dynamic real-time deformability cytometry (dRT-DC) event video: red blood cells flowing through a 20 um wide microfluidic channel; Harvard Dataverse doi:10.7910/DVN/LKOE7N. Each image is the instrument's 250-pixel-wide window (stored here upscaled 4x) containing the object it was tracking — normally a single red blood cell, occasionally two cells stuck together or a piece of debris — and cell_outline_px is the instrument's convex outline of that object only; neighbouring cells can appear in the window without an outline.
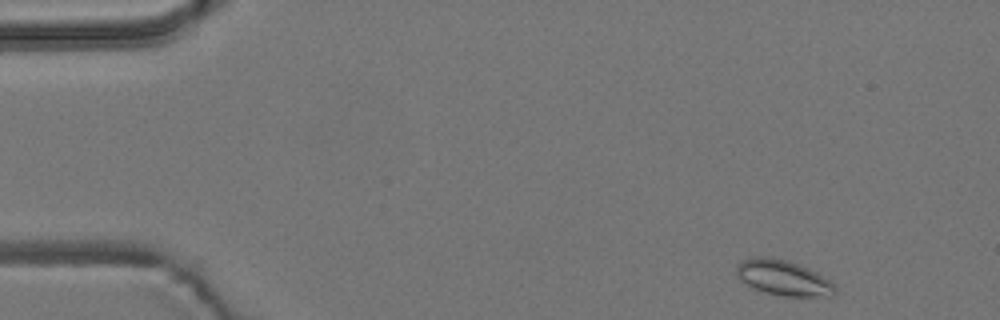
{"species": "common noctule bat (a hibernating species)", "species_latin": "Nyctalus noctula", "temperature_condition": "room temperature", "stored_images_in_passage": 6, "camera_frame_rate_fps": 3000, "um_per_image_px": 0.085, "animal": {"sex": "male", "body_mass_g": 19.2, "forearm_length_mm": 51.8}, "frame": {"image": 1, "passage_image": 1, "time_ms": 0.0, "image_size_px": [1000, 320], "cell_outline_px": [[836, 296], [784, 296], [764, 292], [752, 288], [740, 280], [736, 276], [736, 264], [740, 260], [756, 256], [764, 256], [788, 260], [808, 268], [832, 280], [836, 284]], "centroid_in_image_um": [66.58, 23.61], "position_along_channel_um": 18.4, "area_um2": 20.75}}
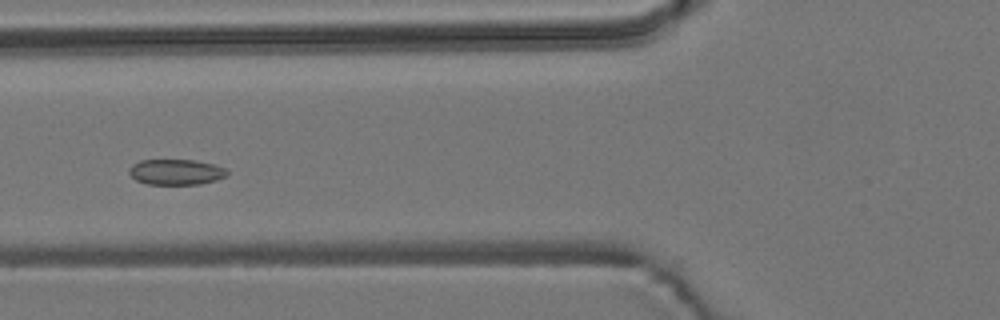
{"frame": {"image": 2, "passage_image": 5, "time_ms": 5.333, "image_size_px": [1000, 320], "cell_outline_px": [[228, 172], [224, 176], [216, 180], [200, 184], [148, 184], [136, 180], [128, 172], [128, 168], [132, 164], [140, 160], [196, 160], [212, 164], [224, 168]], "centroid_in_image_um": [14.92, 14.61], "position_along_channel_um": 110.9, "area_um2": 14.51}}
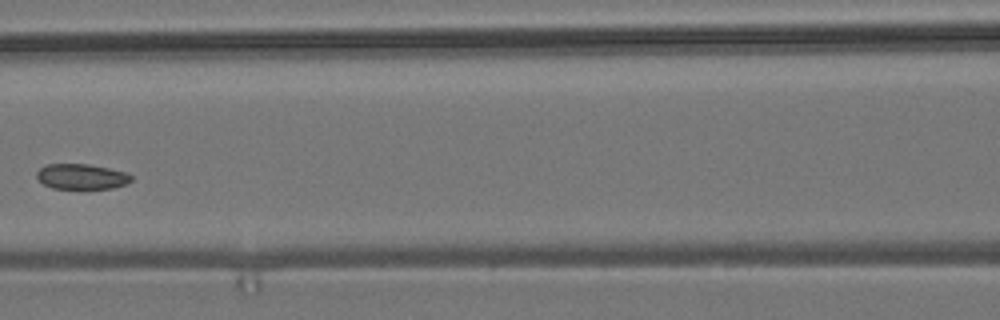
{"frame": {"image": 3, "passage_image": 6, "time_ms": 6.667, "image_size_px": [1000, 320], "cell_outline_px": [[132, 180], [128, 184], [112, 188], [52, 188], [44, 184], [36, 176], [36, 172], [40, 168], [48, 164], [88, 164], [108, 168], [124, 172], [132, 176]], "centroid_in_image_um": [6.94, 15.0], "position_along_channel_um": 159.7, "area_um2": 13.81}}